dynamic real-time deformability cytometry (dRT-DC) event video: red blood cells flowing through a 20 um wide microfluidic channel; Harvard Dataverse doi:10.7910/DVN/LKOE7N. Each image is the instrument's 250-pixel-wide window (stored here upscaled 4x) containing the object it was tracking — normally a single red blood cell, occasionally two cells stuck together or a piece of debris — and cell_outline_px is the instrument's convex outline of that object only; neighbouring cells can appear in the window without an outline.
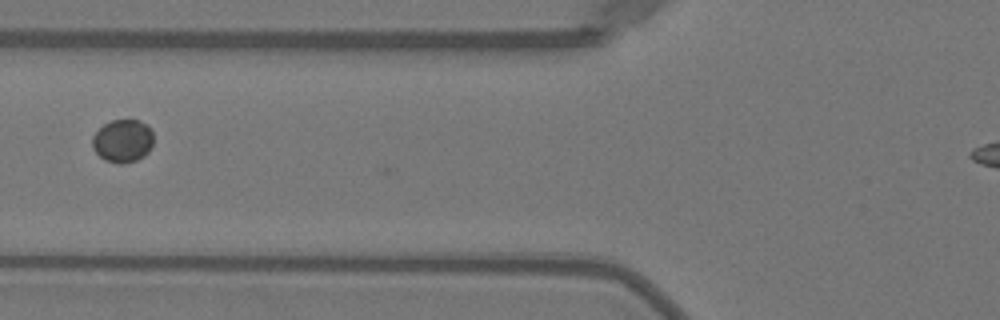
{"species": "Egyptian fruit bat (a non-hibernating species)", "species_latin": "Rousettus aegyptiacus", "temperature_condition": "warm", "stored_images_in_passage": 26, "camera_frame_rate_fps": 3000, "um_per_image_px": 0.085, "animal": {"sex": "female"}, "frame": {"image": 1, "passage_image": 3, "time_ms": 0.667, "image_size_px": [1000, 320], "cell_outline_px": [[152, 144], [148, 152], [144, 156], [136, 160], [120, 164], [104, 160], [92, 148], [92, 136], [104, 124], [112, 120], [140, 120], [152, 132]], "centroid_in_image_um": [10.41, 11.98], "position_along_channel_um": 115.4, "area_um2": 15.14}}
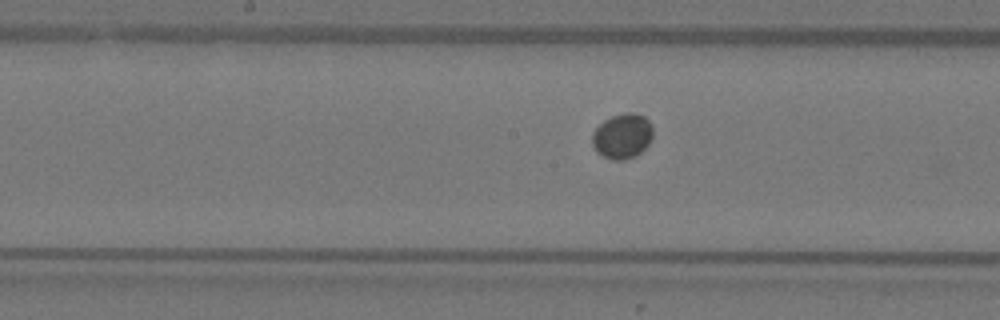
{"frame": {"image": 2, "passage_image": 9, "time_ms": 2.667, "image_size_px": [1000, 320], "cell_outline_px": [[652, 136], [648, 144], [636, 156], [624, 160], [612, 160], [596, 152], [592, 144], [592, 132], [604, 120], [612, 116], [624, 112], [636, 112], [644, 116], [652, 124]], "centroid_in_image_um": [52.89, 11.56], "position_along_channel_um": 195.3, "area_um2": 16.07}}
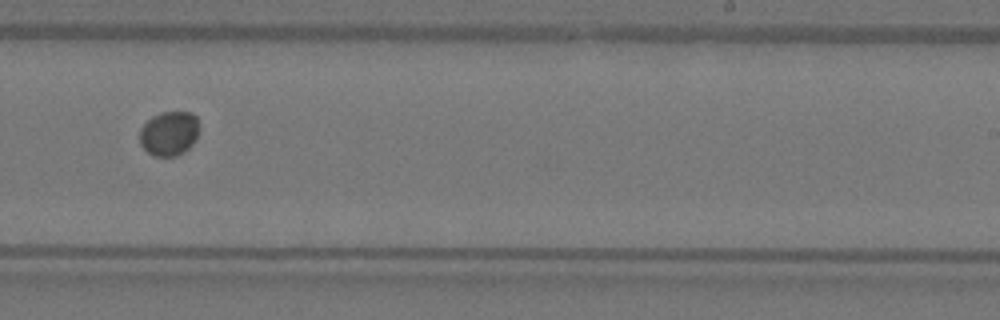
{"frame": {"image": 3, "passage_image": 15, "time_ms": 4.667, "image_size_px": [1000, 320], "cell_outline_px": [[196, 140], [184, 152], [176, 156], [156, 156], [148, 152], [140, 144], [140, 128], [152, 116], [160, 112], [192, 112], [196, 116]], "centroid_in_image_um": [14.35, 11.34], "position_along_channel_um": 274.7, "area_um2": 15.2}}